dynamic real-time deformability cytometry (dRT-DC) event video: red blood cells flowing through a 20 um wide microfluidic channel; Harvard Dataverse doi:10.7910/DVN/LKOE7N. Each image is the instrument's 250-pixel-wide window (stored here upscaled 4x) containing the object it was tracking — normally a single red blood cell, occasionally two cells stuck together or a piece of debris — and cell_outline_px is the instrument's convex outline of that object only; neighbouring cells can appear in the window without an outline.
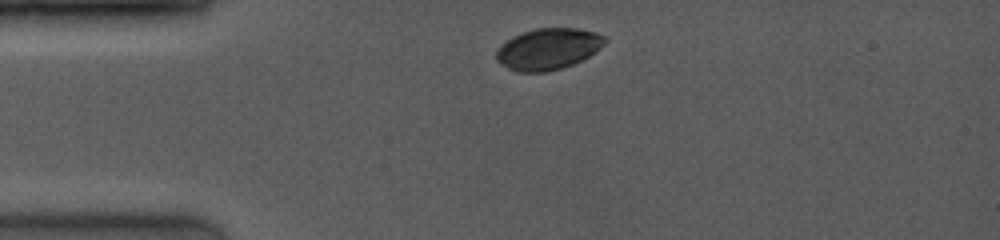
{"species": "common noctule bat (a hibernating species)", "species_latin": "Nyctalus noctula", "temperature_condition": "room temperature", "stored_images_in_passage": 3, "camera_frame_rate_fps": 4000, "um_per_image_px": 0.085, "animal": {"sex": "female", "body_mass_g": 19.0, "forearm_length_mm": 53.3}, "frame": {"image": 1, "passage_image": 1, "time_ms": 0.0, "image_size_px": [1000, 240], "cell_outline_px": [[608, 40], [596, 52], [572, 64], [560, 68], [544, 72], [516, 72], [508, 68], [496, 60], [496, 48], [500, 44], [512, 36], [536, 28], [576, 28], [596, 32], [608, 36]], "centroid_in_image_um": [46.59, 4.15], "position_along_channel_um": 38.4, "area_um2": 26.3}}
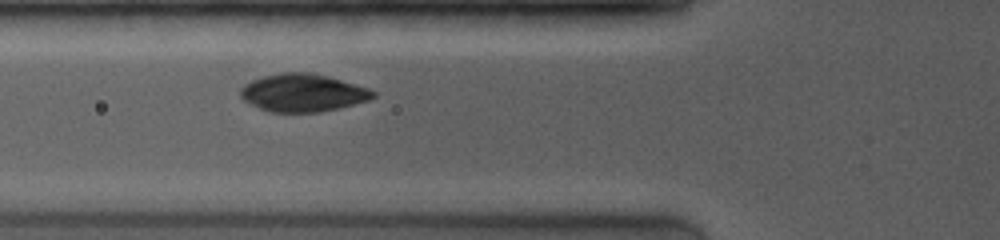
{"frame": {"image": 2, "passage_image": 3, "time_ms": 2.25, "image_size_px": [1000, 240], "cell_outline_px": [[376, 96], [368, 100], [320, 112], [268, 112], [244, 100], [240, 96], [240, 88], [244, 84], [252, 80], [264, 76], [280, 72], [312, 72], [328, 76], [368, 88], [376, 92]], "centroid_in_image_um": [25.72, 7.87], "position_along_channel_um": 100.1, "area_um2": 29.07}}